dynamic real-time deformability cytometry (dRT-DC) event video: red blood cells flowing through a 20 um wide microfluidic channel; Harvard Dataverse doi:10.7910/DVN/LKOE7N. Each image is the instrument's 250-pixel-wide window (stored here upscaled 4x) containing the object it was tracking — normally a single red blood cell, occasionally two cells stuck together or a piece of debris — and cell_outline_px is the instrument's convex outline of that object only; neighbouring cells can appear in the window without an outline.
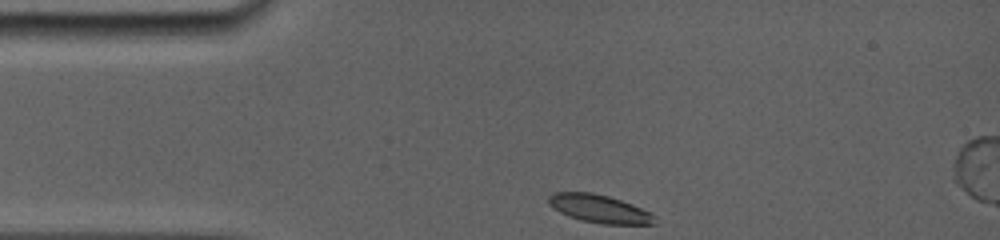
{"species": "common noctule bat (a hibernating species)", "species_latin": "Nyctalus noctula", "temperature_condition": "room temperature", "stored_images_in_passage": 45, "camera_frame_rate_fps": 5000, "um_per_image_px": 0.085, "animal": {"sex": "female", "body_mass_g": 19.0, "forearm_length_mm": 56.7}, "frame": {"image": 1, "passage_image": 1, "time_ms": 0.0, "image_size_px": [1000, 240], "cell_outline_px": [[656, 224], [600, 224], [580, 220], [568, 216], [552, 208], [548, 204], [548, 196], [552, 192], [592, 192], [608, 196], [632, 204], [652, 212]], "centroid_in_image_um": [50.92, 17.74], "position_along_channel_um": 34.1, "area_um2": 17.51}}
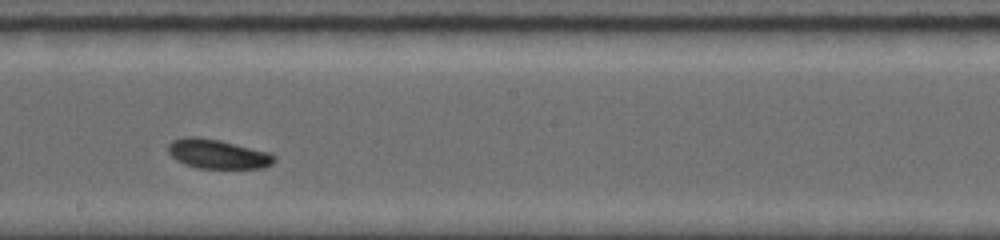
{"frame": {"image": 2, "passage_image": 22, "time_ms": 6.0, "image_size_px": [1000, 240], "cell_outline_px": [[276, 160], [272, 164], [264, 168], [196, 168], [184, 164], [176, 160], [168, 152], [168, 144], [172, 140], [184, 136], [196, 136], [220, 140], [268, 152], [276, 156]], "centroid_in_image_um": [18.48, 13.08], "position_along_channel_um": 229.7, "area_um2": 18.26}}
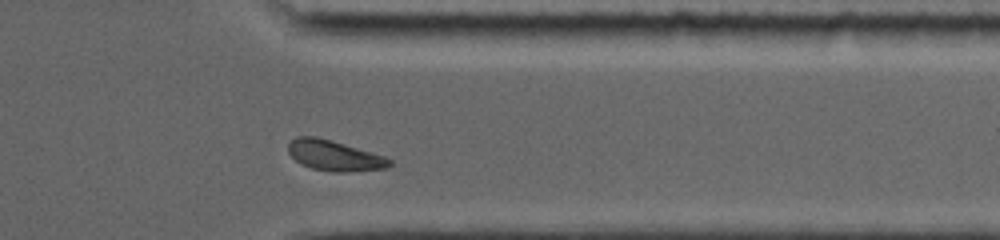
{"frame": {"image": 3, "passage_image": 39, "time_ms": 10.0, "image_size_px": [1000, 240], "cell_outline_px": [[392, 164], [388, 168], [344, 172], [332, 172], [312, 168], [300, 164], [288, 152], [288, 144], [296, 136], [316, 136], [344, 144], [384, 156], [392, 160]], "centroid_in_image_um": [28.41, 13.23], "position_along_channel_um": 383.0, "area_um2": 17.86}, "authors_computed_cell_mechanics": {"area_um2": 17.8024, "velocity_mm_per_s": 3.8144, "shape_relaxation_time_tau1_ms": 1.9258, "shape_relaxation_time_tau2_ms": null, "deformation_change_tau1": 0.0754, "deformation_change_tau2": null}}